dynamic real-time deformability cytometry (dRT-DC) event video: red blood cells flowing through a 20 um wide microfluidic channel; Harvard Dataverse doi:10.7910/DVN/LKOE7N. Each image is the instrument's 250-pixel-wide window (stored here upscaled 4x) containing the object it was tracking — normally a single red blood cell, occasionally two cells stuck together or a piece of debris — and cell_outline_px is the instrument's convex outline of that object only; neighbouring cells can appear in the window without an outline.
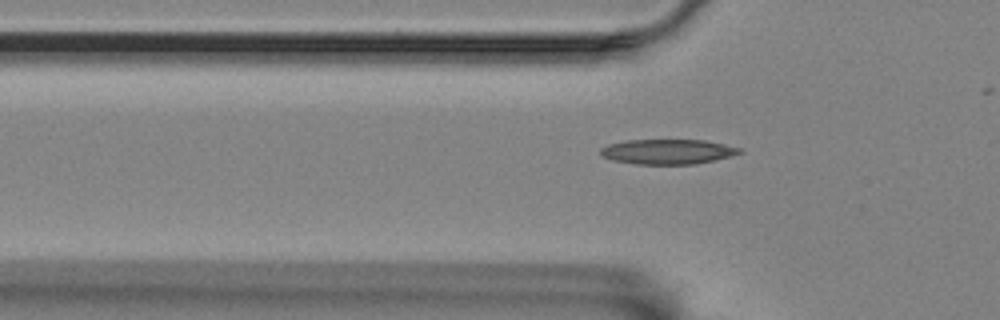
{"species": "Egyptian fruit bat (a non-hibernating species)", "species_latin": "Rousettus aegyptiacus", "temperature_condition": "room temperature", "stored_images_in_passage": 38, "camera_frame_rate_fps": 3000, "um_per_image_px": 0.085, "animal": {"sex": "female"}, "frame": {"image": 1, "passage_image": 9, "time_ms": 2.667, "image_size_px": [1000, 320], "cell_outline_px": [[744, 152], [696, 164], [636, 164], [612, 160], [600, 156], [600, 148], [608, 144], [624, 140], [704, 140], [724, 144], [740, 148]], "centroid_in_image_um": [56.69, 12.89], "position_along_channel_um": 69.1, "area_um2": 20.17}}
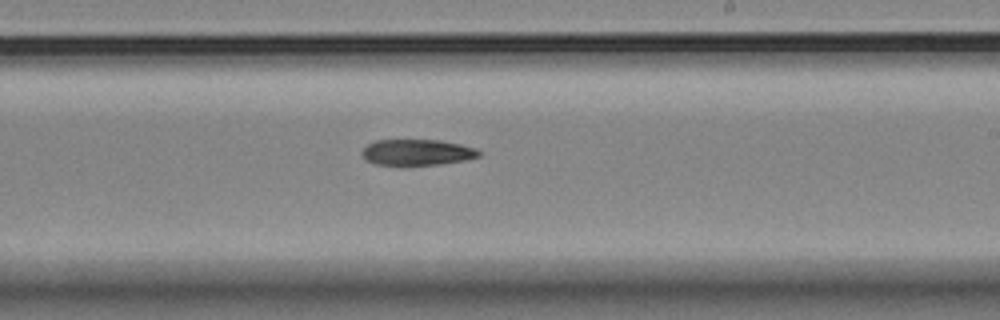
{"frame": {"image": 2, "passage_image": 25, "time_ms": 8.0, "image_size_px": [1000, 320], "cell_outline_px": [[480, 156], [464, 160], [436, 164], [376, 164], [368, 160], [360, 152], [368, 144], [376, 140], [440, 140], [460, 144], [476, 148], [480, 152]], "centroid_in_image_um": [35.47, 12.92], "position_along_channel_um": 253.5, "area_um2": 17.28}}
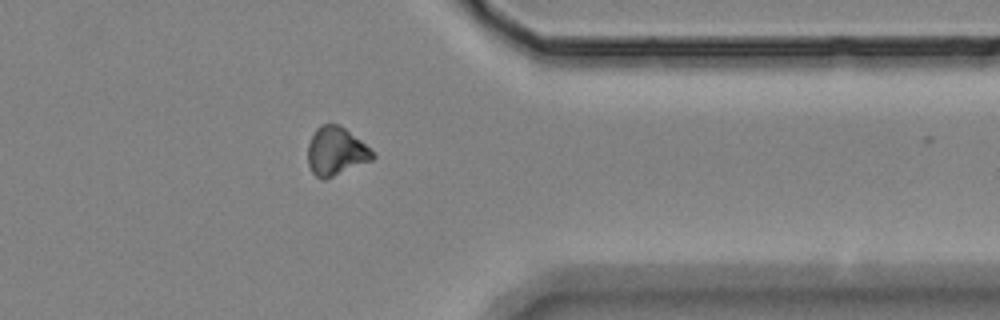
{"frame": {"image": 3, "passage_image": 37, "time_ms": 12.0, "image_size_px": [1000, 320], "cell_outline_px": [[376, 156], [372, 160], [324, 180], [316, 176], [312, 172], [308, 164], [308, 144], [316, 128], [320, 124], [336, 124], [344, 128], [360, 140]], "centroid_in_image_um": [28.53, 12.87], "position_along_channel_um": 382.9, "area_um2": 17.98}}